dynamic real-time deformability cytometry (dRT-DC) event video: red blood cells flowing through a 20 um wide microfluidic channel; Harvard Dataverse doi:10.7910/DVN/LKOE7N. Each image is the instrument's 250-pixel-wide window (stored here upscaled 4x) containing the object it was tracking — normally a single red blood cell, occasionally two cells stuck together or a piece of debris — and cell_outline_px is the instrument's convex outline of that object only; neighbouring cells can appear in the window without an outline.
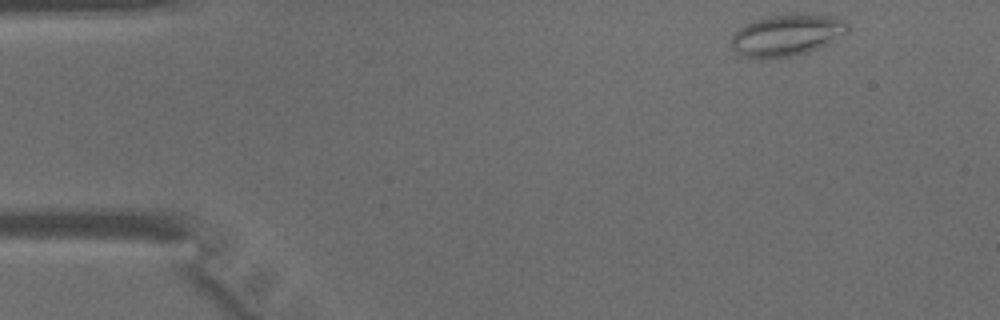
{"species": "common noctule bat (a hibernating species)", "species_latin": "Nyctalus noctula", "temperature_condition": "warm", "stored_images_in_passage": 41, "camera_frame_rate_fps": 3000, "um_per_image_px": 0.085, "animal": {"sex": "male", "body_mass_g": 15.6}, "frame": {"image": 1, "passage_image": 1, "time_ms": 0.0, "image_size_px": [1000, 320], "cell_outline_px": [[848, 32], [828, 44], [808, 52], [792, 56], [760, 60], [740, 56], [732, 48], [732, 36], [740, 28], [756, 20], [768, 16], [792, 12], [836, 16], [844, 20], [848, 24]], "centroid_in_image_um": [66.9, 2.98], "position_along_channel_um": 18.1, "area_um2": 28.73}}
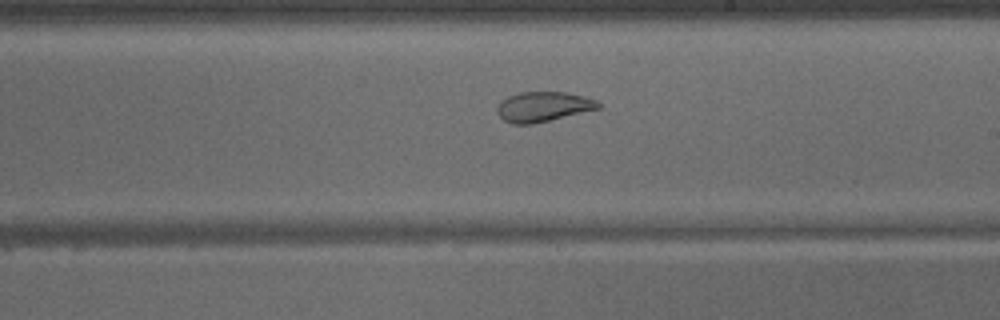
{"frame": {"image": 2, "passage_image": 22, "time_ms": 7.0, "image_size_px": [1000, 320], "cell_outline_px": [[600, 108], [532, 124], [512, 124], [504, 120], [496, 112], [496, 108], [500, 100], [508, 96], [520, 92], [568, 92], [584, 96], [596, 100], [600, 104]], "centroid_in_image_um": [46.13, 9.06], "position_along_channel_um": 242.9, "area_um2": 17.63}}
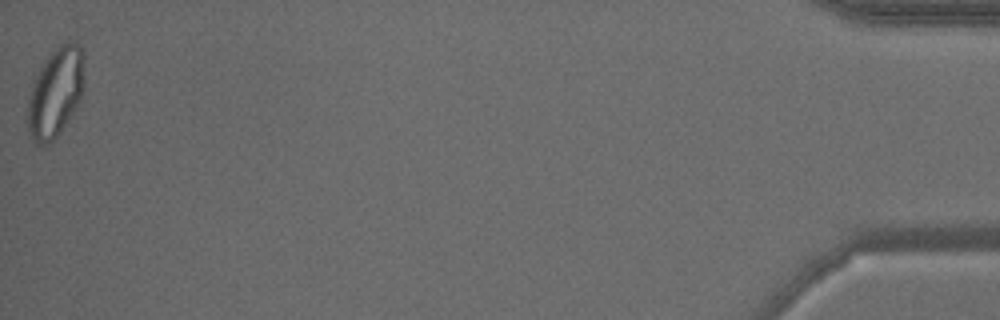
{"frame": {"image": 3, "passage_image": 41, "time_ms": 13.333, "image_size_px": [1000, 320], "cell_outline_px": [[84, 92], [80, 100], [60, 132], [48, 144], [36, 144], [28, 136], [28, 96], [32, 84], [44, 60], [60, 44], [68, 40], [72, 40], [80, 48], [84, 56]], "centroid_in_image_um": [4.73, 7.85], "position_along_channel_um": 430.5, "area_um2": 29.59}}